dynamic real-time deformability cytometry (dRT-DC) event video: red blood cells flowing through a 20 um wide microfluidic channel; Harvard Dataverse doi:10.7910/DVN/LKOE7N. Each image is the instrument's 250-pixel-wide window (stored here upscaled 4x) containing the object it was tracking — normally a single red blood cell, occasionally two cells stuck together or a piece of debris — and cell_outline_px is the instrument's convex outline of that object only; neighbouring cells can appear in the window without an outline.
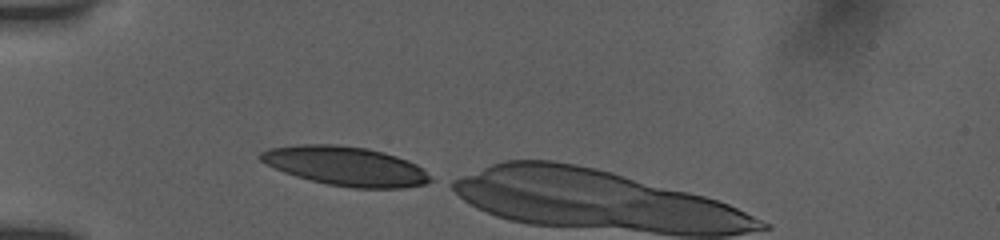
{"species": "human", "species_latin": "Homo sapiens", "temperature_condition": "room temperature", "stored_images_in_passage": 23, "camera_frame_rate_fps": 3000, "um_per_image_px": 0.085, "donor": {"sex": "female"}, "frame": {"image": 1, "passage_image": 1, "time_ms": 0.0, "image_size_px": [1000, 240], "cell_outline_px": [[432, 180], [424, 184], [400, 188], [352, 188], [328, 184], [296, 176], [284, 172], [260, 160], [256, 156], [260, 152], [268, 148], [300, 144], [336, 144], [364, 148], [384, 152], [408, 160], [424, 168]], "centroid_in_image_um": [29.37, 14.11], "position_along_channel_um": 55.6, "area_um2": 38.67}}
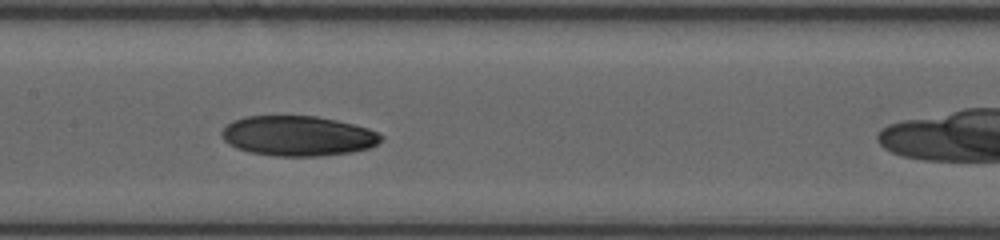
{"frame": {"image": 2, "passage_image": 9, "time_ms": 3.667, "image_size_px": [1000, 240], "cell_outline_px": [[384, 136], [372, 148], [352, 152], [324, 156], [276, 156], [252, 152], [236, 148], [228, 144], [220, 136], [220, 132], [228, 124], [236, 120], [248, 116], [316, 116], [336, 120], [368, 128], [380, 132]], "centroid_in_image_um": [25.35, 11.56], "position_along_channel_um": 182.0, "area_um2": 37.28}}
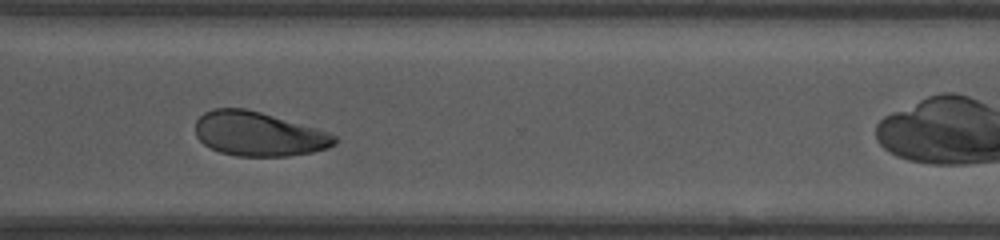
{"frame": {"image": 3, "passage_image": 22, "time_ms": 8.0, "image_size_px": [1000, 240], "cell_outline_px": [[336, 144], [328, 148], [312, 152], [288, 156], [236, 156], [220, 152], [204, 144], [196, 136], [196, 120], [204, 112], [212, 108], [244, 108], [260, 112], [316, 128], [328, 132], [336, 136]], "centroid_in_image_um": [21.97, 11.39], "position_along_channel_um": 348.6, "area_um2": 35.78}}